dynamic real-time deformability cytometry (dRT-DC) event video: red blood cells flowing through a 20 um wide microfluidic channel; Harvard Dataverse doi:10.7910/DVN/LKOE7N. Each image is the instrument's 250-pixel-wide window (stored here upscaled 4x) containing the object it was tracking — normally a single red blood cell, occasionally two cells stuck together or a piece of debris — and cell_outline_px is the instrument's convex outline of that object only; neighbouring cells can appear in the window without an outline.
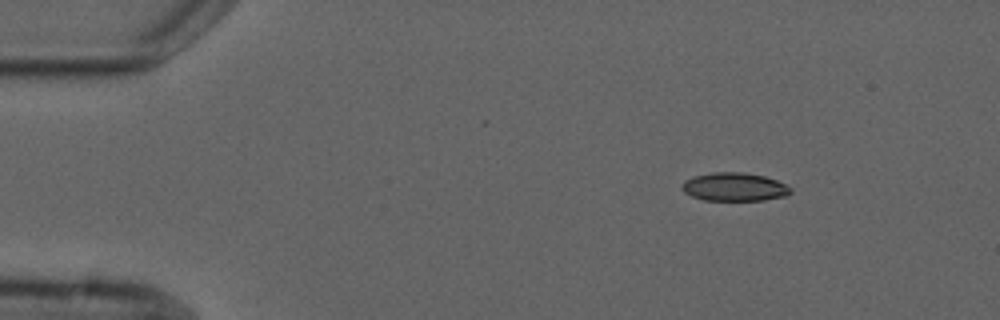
{"species": "common noctule bat (a hibernating species)", "species_latin": "Nyctalus noctula", "temperature_condition": "cold", "stored_images_in_passage": 3, "camera_frame_rate_fps": 3000, "um_per_image_px": 0.085, "animal": {"sex": "male", "forearm_length_mm": 52.5}, "frame": {"image": 1, "passage_image": 1, "time_ms": 0.0, "image_size_px": [1000, 320], "cell_outline_px": [[792, 192], [788, 196], [764, 200], [704, 200], [692, 196], [684, 192], [680, 188], [680, 184], [684, 180], [692, 176], [712, 172], [744, 172], [764, 176], [776, 180], [792, 188]], "centroid_in_image_um": [62.4, 15.88], "position_along_channel_um": 22.6, "area_um2": 18.21}}